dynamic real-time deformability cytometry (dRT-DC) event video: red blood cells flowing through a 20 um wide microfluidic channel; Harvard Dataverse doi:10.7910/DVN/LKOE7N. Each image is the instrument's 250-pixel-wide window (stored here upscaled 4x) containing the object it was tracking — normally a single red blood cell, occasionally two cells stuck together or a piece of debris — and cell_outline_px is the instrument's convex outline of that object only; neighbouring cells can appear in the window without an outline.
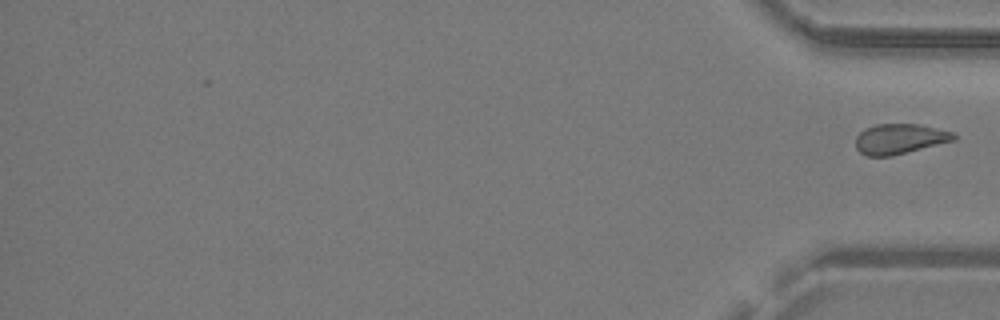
{"species": "common noctule bat (a hibernating species)", "species_latin": "Nyctalus noctula", "temperature_condition": "warm", "stored_images_in_passage": 27, "segment_of_instrument_passage": [2, 2], "camera_frame_rate_fps": 3000, "um_per_image_px": 0.085, "animal": {"sex": "male", "body_mass_g": 19.2, "forearm_length_mm": 51.8}, "frame": {"image": 1, "passage_image": 27, "time_ms": 8.667, "image_size_px": [1000, 320], "cell_outline_px": [[956, 140], [892, 156], [868, 156], [860, 152], [856, 148], [856, 136], [864, 128], [876, 124], [916, 124], [952, 132], [956, 136]], "centroid_in_image_um": [76.45, 11.81], "position_along_channel_um": 358.8, "area_um2": 17.17}}